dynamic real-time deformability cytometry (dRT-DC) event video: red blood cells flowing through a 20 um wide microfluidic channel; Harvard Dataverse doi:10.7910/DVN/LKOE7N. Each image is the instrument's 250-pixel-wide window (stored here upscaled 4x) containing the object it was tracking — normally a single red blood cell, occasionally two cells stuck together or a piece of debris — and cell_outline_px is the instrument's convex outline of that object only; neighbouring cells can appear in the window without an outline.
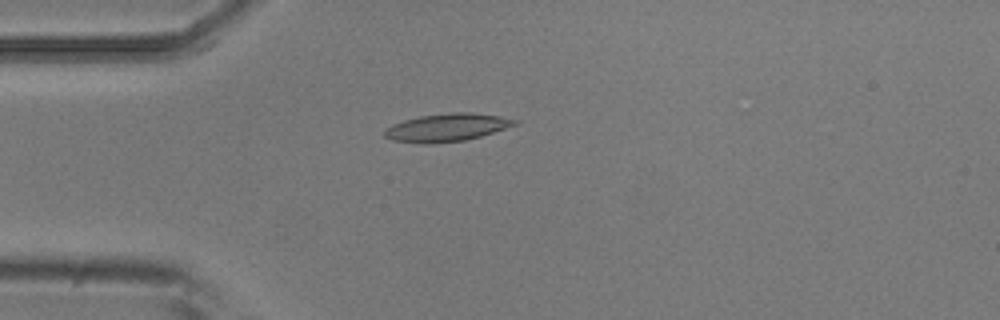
{"species": "common noctule bat (a hibernating species)", "species_latin": "Nyctalus noctula", "temperature_condition": "room temperature", "stored_images_in_passage": 55, "camera_frame_rate_fps": 3000, "um_per_image_px": 0.085, "animal": {"sex": "male", "body_mass_g": 20.5, "forearm_length_mm": 52.5}, "frame": {"image": 1, "passage_image": 14, "time_ms": 4.333, "image_size_px": [1000, 320], "cell_outline_px": [[520, 120], [516, 124], [480, 136], [464, 140], [432, 144], [424, 144], [392, 140], [384, 136], [384, 128], [392, 124], [404, 120], [420, 116], [452, 112], [472, 112], [500, 116]], "centroid_in_image_um": [37.94, 10.83], "position_along_channel_um": 47.1, "area_um2": 21.1}}
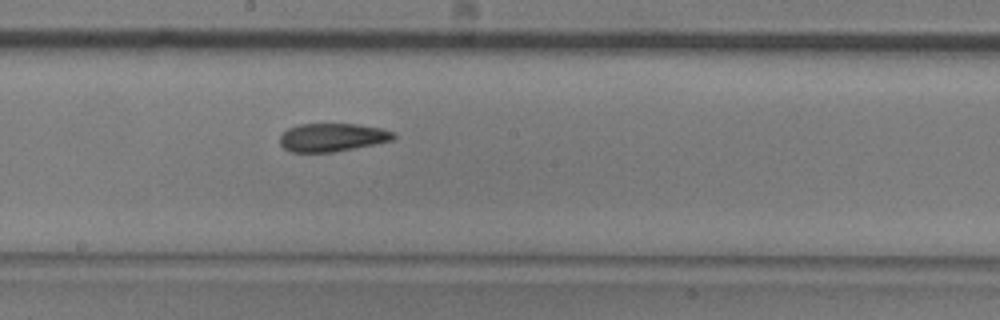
{"frame": {"image": 2, "passage_image": 29, "time_ms": 9.333, "image_size_px": [1000, 320], "cell_outline_px": [[396, 136], [392, 140], [332, 152], [292, 152], [284, 148], [280, 144], [280, 136], [288, 128], [300, 124], [356, 124], [380, 128], [392, 132]], "centroid_in_image_um": [28.2, 11.67], "position_along_channel_um": 220.0, "area_um2": 18.38}}
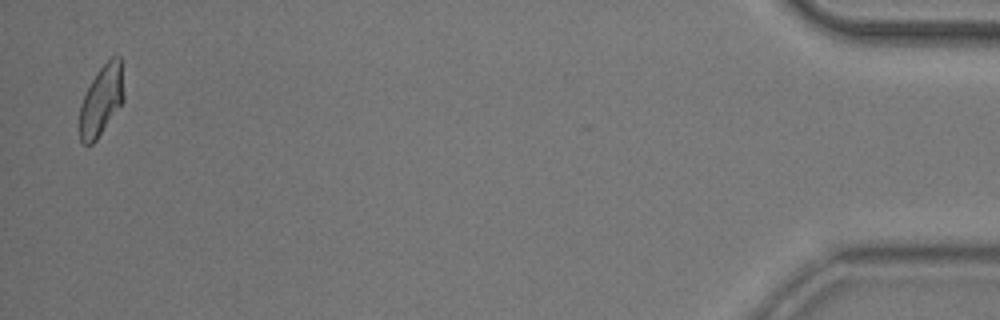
{"frame": {"image": 3, "passage_image": 53, "time_ms": 17.333, "image_size_px": [1000, 320], "cell_outline_px": [[124, 100], [96, 140], [92, 144], [84, 144], [80, 140], [80, 104], [96, 72], [112, 56], [120, 56], [124, 96]], "centroid_in_image_um": [8.62, 8.53], "position_along_channel_um": 426.6, "area_um2": 17.8}, "authors_computed_cell_mechanics": {"area_um2": 19.4208, "velocity_mm_per_s": 3.7123, "shape_relaxation_time_tau1_ms": 4.1598, "shape_relaxation_time_tau2_ms": 3.0302, "deformation_change_tau1": 0.1342, "deformation_change_tau2": 0.1009}}